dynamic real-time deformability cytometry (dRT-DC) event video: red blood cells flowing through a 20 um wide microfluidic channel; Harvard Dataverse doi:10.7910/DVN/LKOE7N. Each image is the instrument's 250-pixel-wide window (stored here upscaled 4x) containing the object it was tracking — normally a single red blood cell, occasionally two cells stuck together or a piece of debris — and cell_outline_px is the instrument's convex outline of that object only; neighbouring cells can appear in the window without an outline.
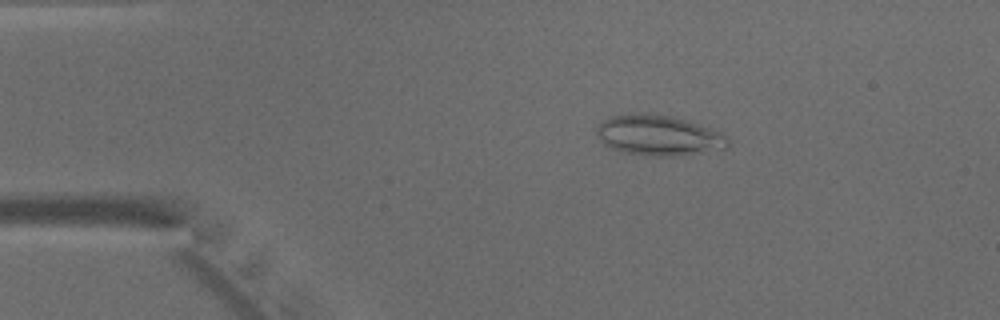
{"species": "common noctule bat (a hibernating species)", "species_latin": "Nyctalus noctula", "temperature_condition": "warm", "stored_images_in_passage": 45, "camera_frame_rate_fps": 3000, "um_per_image_px": 0.085, "animal": {"sex": "male", "body_mass_g": 15.6}, "frame": {"image": 1, "passage_image": 7, "time_ms": 2.0, "image_size_px": [1000, 320], "cell_outline_px": [[728, 148], [676, 156], [656, 156], [620, 152], [604, 144], [596, 136], [596, 128], [604, 120], [612, 116], [672, 116], [688, 120], [712, 128], [728, 136]], "centroid_in_image_um": [56.03, 11.55], "position_along_channel_um": 29.0, "area_um2": 30.23}}
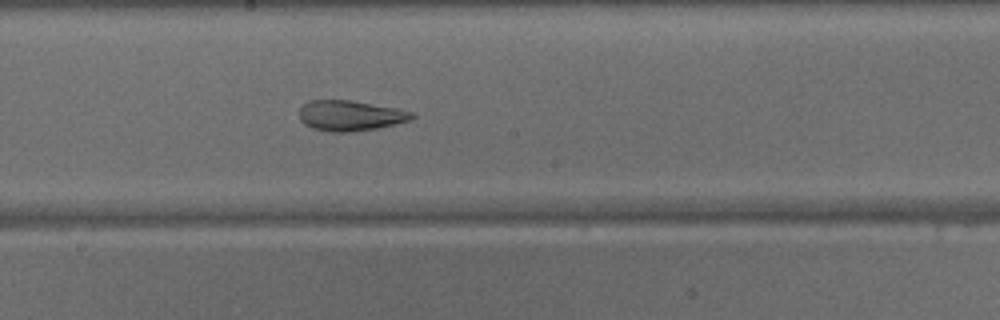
{"frame": {"image": 2, "passage_image": 24, "time_ms": 7.667, "image_size_px": [1000, 320], "cell_outline_px": [[416, 116], [412, 120], [396, 124], [376, 128], [344, 132], [332, 132], [312, 128], [304, 124], [300, 120], [300, 108], [308, 100], [352, 100], [396, 108], [412, 112]], "centroid_in_image_um": [29.78, 9.82], "position_along_channel_um": 218.4, "area_um2": 19.94}}
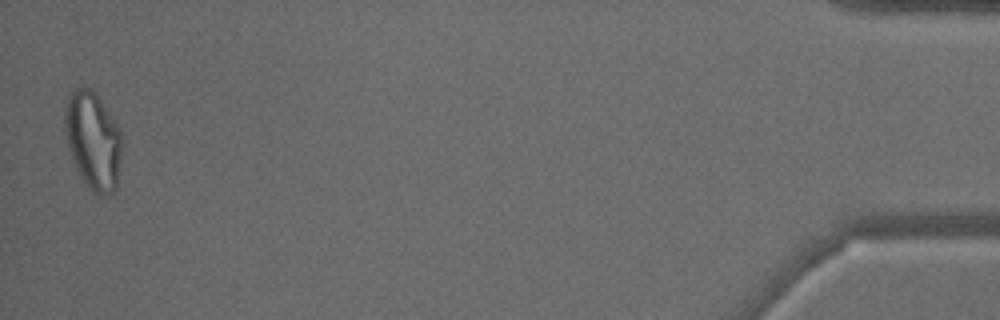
{"frame": {"image": 3, "passage_image": 45, "time_ms": 14.667, "image_size_px": [1000, 320], "cell_outline_px": [[120, 156], [116, 188], [108, 196], [96, 196], [84, 184], [72, 160], [64, 128], [64, 112], [68, 96], [72, 92], [80, 88], [88, 88], [96, 92], [116, 124], [120, 132]], "centroid_in_image_um": [7.88, 11.99], "position_along_channel_um": 427.3, "area_um2": 32.25}}